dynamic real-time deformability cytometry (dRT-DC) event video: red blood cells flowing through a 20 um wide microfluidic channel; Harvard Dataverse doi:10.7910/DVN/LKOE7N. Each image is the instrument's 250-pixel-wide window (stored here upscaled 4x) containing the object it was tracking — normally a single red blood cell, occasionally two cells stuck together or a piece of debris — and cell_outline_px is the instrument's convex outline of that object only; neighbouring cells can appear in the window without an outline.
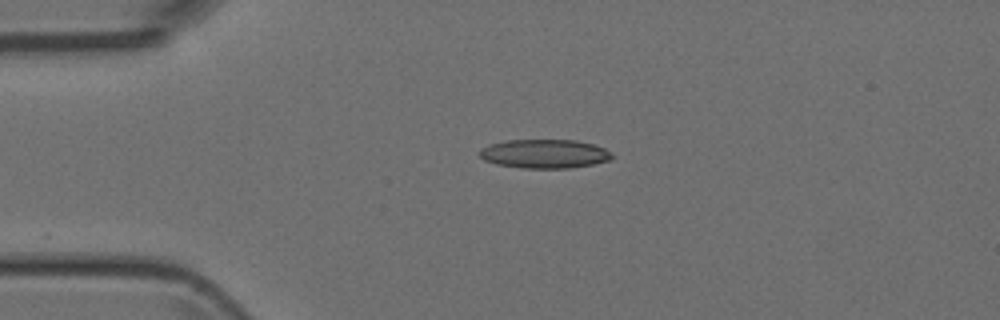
{"species": "Egyptian fruit bat (a non-hibernating species)", "species_latin": "Rousettus aegyptiacus", "temperature_condition": "room temperature", "stored_images_in_passage": 5, "camera_frame_rate_fps": 3000, "um_per_image_px": 0.085, "animal": {"sex": "female"}, "frame": {"image": 1, "passage_image": 4, "time_ms": 3.667, "image_size_px": [1000, 320], "cell_outline_px": [[612, 160], [572, 168], [520, 168], [496, 164], [484, 160], [480, 156], [480, 148], [488, 144], [504, 140], [576, 140], [592, 144], [604, 148], [612, 152]], "centroid_in_image_um": [46.27, 13.07], "position_along_channel_um": 38.7, "area_um2": 22.48}}